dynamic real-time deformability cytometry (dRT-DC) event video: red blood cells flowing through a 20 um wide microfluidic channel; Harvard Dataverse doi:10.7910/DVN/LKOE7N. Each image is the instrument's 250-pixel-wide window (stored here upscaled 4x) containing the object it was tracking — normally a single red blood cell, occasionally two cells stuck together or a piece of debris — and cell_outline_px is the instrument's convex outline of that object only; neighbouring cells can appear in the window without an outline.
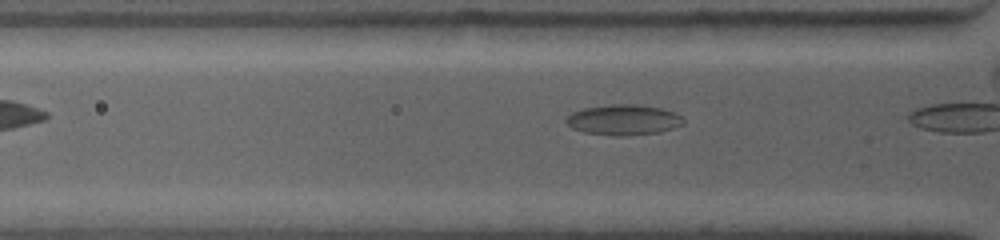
{"species": "common noctule bat (a hibernating species)", "species_latin": "Nyctalus noctula", "temperature_condition": "warm", "stored_images_in_passage": 3, "segment_of_instrument_passage": [2, 2], "camera_frame_rate_fps": 4500, "um_per_image_px": 0.085, "animal": {"sex": "female", "body_mass_g": 19.0, "forearm_length_mm": 53.3}, "frame": {"image": 1, "passage_image": 3, "time_ms": 1.556, "image_size_px": [1000, 240], "cell_outline_px": [[684, 124], [660, 132], [620, 136], [612, 136], [584, 132], [572, 128], [564, 120], [572, 112], [584, 108], [608, 104], [636, 104], [660, 108], [684, 116]], "centroid_in_image_um": [52.99, 10.18], "position_along_channel_um": 72.8, "area_um2": 20.87}}